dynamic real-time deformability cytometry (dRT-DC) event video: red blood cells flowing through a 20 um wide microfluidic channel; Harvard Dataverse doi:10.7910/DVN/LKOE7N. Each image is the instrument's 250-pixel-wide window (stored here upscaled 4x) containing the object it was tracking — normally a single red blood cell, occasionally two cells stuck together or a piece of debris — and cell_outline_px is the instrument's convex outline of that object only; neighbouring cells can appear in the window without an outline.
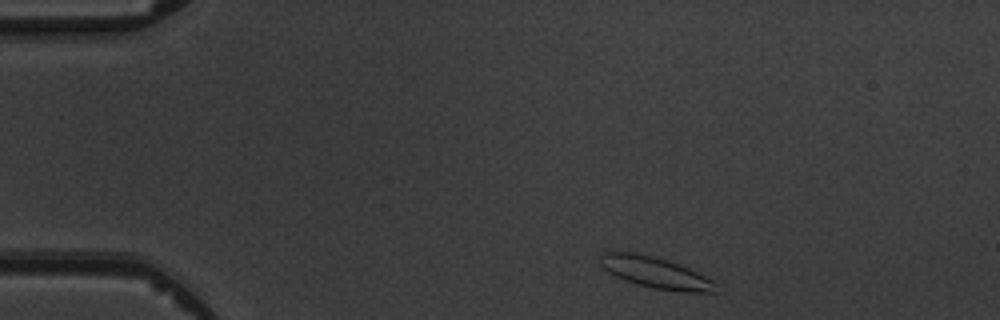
{"species": "common noctule bat (a hibernating species)", "species_latin": "Nyctalus noctula", "temperature_condition": "warm", "stored_images_in_passage": 3, "camera_frame_rate_fps": 3000, "um_per_image_px": 0.085, "animal": {"sex": "male", "body_mass_g": 19.5, "forearm_length_mm": 54.6}, "frame": {"image": 1, "passage_image": 1, "time_ms": 0.0, "image_size_px": [1000, 320], "cell_outline_px": [[716, 292], [680, 292], [652, 288], [636, 284], [624, 280], [608, 272], [600, 264], [600, 256], [604, 252], [636, 252], [652, 256], [688, 268], [716, 280]], "centroid_in_image_um": [55.73, 23.19], "position_along_channel_um": 29.3, "area_um2": 20.98}}